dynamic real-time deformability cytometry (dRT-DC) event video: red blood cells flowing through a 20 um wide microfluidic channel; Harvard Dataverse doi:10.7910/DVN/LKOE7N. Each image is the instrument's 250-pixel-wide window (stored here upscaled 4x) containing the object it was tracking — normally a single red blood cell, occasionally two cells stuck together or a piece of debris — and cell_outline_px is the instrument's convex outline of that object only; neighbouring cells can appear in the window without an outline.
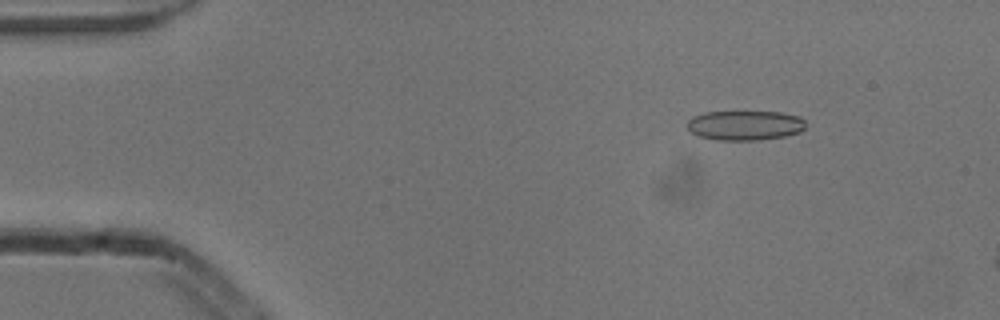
{"species": "common noctule bat (a hibernating species)", "species_latin": "Nyctalus noctula", "temperature_condition": "cold", "stored_images_in_passage": 4, "segment_of_instrument_passage": [1, 2], "camera_frame_rate_fps": 3000, "um_per_image_px": 0.085, "animal": {"sex": "male", "body_mass_g": 13.3}, "frame": {"image": 1, "passage_image": 2, "time_ms": 0.333, "image_size_px": [1000, 320], "cell_outline_px": [[804, 128], [800, 132], [784, 136], [756, 140], [716, 140], [700, 136], [692, 132], [688, 128], [688, 120], [692, 116], [704, 112], [780, 112], [800, 116], [804, 120]], "centroid_in_image_um": [63.32, 10.65], "position_along_channel_um": 21.7, "area_um2": 20.4}}